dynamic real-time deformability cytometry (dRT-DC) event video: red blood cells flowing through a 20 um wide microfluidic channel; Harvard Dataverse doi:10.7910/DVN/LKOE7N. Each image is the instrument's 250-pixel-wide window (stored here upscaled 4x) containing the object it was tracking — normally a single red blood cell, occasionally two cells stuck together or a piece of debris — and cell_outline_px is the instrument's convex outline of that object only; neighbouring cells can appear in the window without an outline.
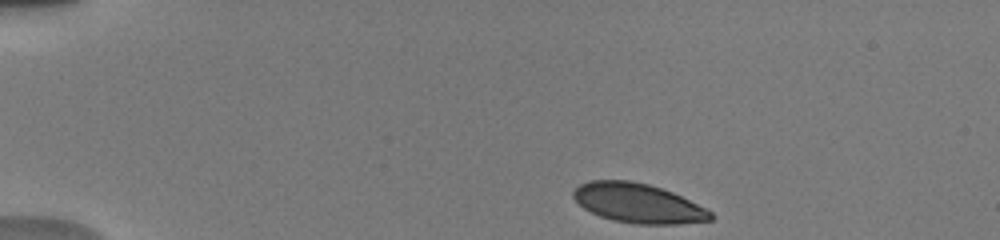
{"species": "human", "species_latin": "Homo sapiens", "temperature_condition": "warm", "stored_images_in_passage": 14, "camera_frame_rate_fps": 3000, "um_per_image_px": 0.085, "donor": {"sex": "male"}, "frame": {"image": 1, "passage_image": 1, "time_ms": 0.0, "image_size_px": [1000, 240], "cell_outline_px": [[712, 220], [680, 224], [636, 224], [612, 220], [600, 216], [584, 208], [572, 196], [572, 192], [580, 184], [588, 180], [628, 180], [648, 184], [672, 192], [712, 212]], "centroid_in_image_um": [54.21, 17.27], "position_along_channel_um": 30.8, "area_um2": 31.27}}
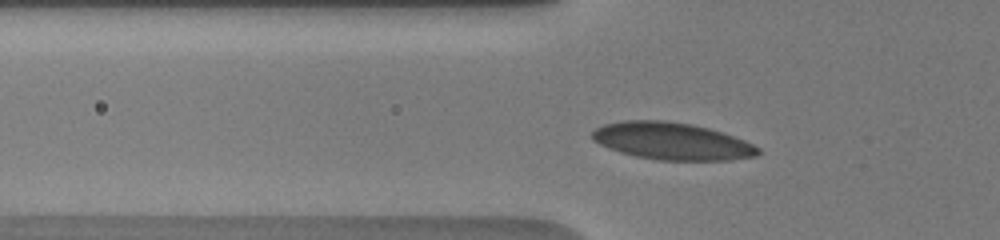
{"frame": {"image": 2, "passage_image": 7, "time_ms": 3.0, "image_size_px": [1000, 240], "cell_outline_px": [[760, 152], [756, 156], [728, 160], [660, 160], [636, 156], [620, 152], [608, 148], [592, 140], [592, 132], [596, 128], [604, 124], [624, 120], [664, 120], [692, 124], [708, 128], [744, 140], [760, 148]], "centroid_in_image_um": [57.09, 11.99], "position_along_channel_um": 68.7, "area_um2": 35.78}}
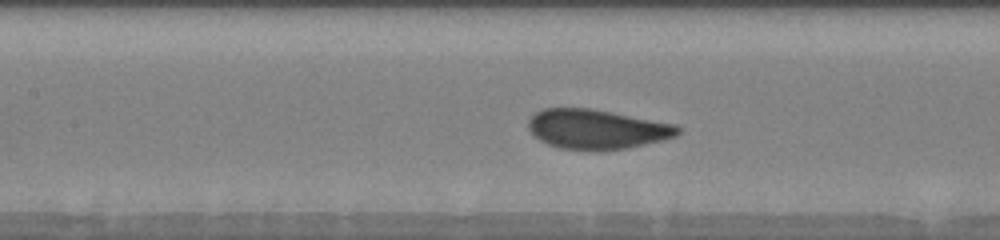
{"frame": {"image": 3, "passage_image": 13, "time_ms": 5.333, "image_size_px": [1000, 240], "cell_outline_px": [[680, 132], [676, 136], [660, 140], [624, 148], [560, 148], [548, 144], [532, 136], [528, 128], [528, 120], [536, 112], [544, 108], [592, 108], [676, 124], [680, 128]], "centroid_in_image_um": [50.69, 10.94], "position_along_channel_um": 156.7, "area_um2": 33.81}}